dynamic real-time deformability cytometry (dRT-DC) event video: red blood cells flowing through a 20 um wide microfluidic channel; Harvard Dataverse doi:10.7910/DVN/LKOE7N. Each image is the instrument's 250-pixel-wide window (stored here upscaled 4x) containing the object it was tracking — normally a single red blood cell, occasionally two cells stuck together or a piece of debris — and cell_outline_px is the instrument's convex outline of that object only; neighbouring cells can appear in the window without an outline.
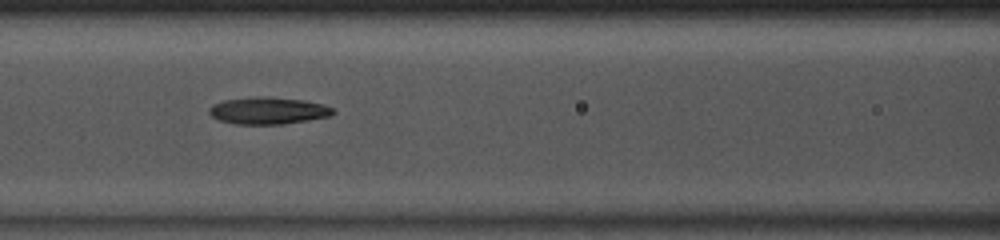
{"species": "common noctule bat (a hibernating species)", "species_latin": "Nyctalus noctula", "temperature_condition": "room temperature", "stored_images_in_passage": 48, "camera_frame_rate_fps": 3000, "um_per_image_px": 0.085, "animal": {"sex": "male", "body_mass_g": 13.0, "forearm_length_mm": 53.1}, "frame": {"image": 1, "passage_image": 21, "time_ms": 6.667, "image_size_px": [1000, 240], "cell_outline_px": [[336, 112], [332, 116], [284, 124], [236, 124], [220, 120], [212, 116], [208, 112], [208, 108], [212, 104], [224, 100], [256, 96], [268, 96], [304, 100], [324, 104], [332, 108]], "centroid_in_image_um": [22.81, 9.4], "position_along_channel_um": 143.8, "area_um2": 19.71}}
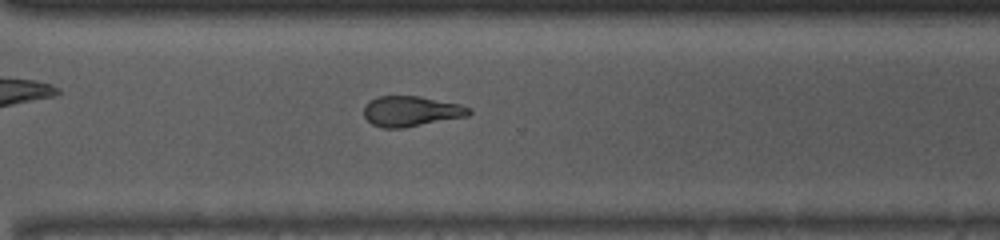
{"frame": {"image": 2, "passage_image": 35, "time_ms": 11.333, "image_size_px": [1000, 240], "cell_outline_px": [[472, 112], [468, 116], [404, 128], [380, 128], [372, 124], [364, 116], [364, 104], [380, 96], [420, 96], [460, 104], [472, 108]], "centroid_in_image_um": [34.96, 9.46], "position_along_channel_um": 335.6, "area_um2": 18.73}, "authors_computed_cell_mechanics": {"area_um2": 19.2763, "velocity_mm_per_s": 4.1179, "shape_relaxation_time_tau1_ms": 6.1188, "shape_relaxation_time_tau2_ms": 4.3086, "deformation_change_tau1": 0.1838, "deformation_change_tau2": 0.1493}}